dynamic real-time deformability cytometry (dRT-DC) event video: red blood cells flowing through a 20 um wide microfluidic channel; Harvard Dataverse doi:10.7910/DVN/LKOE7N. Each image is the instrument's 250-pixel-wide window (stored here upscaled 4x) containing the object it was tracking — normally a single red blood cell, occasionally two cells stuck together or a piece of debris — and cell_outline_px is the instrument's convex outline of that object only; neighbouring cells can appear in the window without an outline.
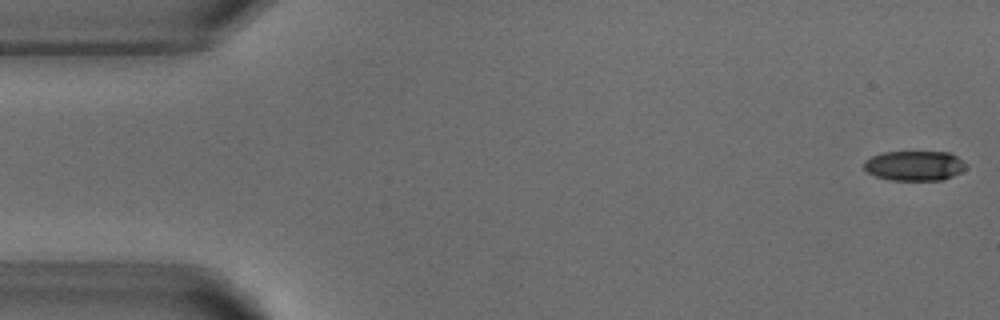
{"species": "common noctule bat (a hibernating species)", "species_latin": "Nyctalus noctula", "temperature_condition": "warm", "stored_images_in_passage": 9, "segment_of_instrument_passage": [2, 2], "camera_frame_rate_fps": 3000, "um_per_image_px": 0.085, "animal": {"sex": "male", "body_mass_g": 18.8}, "frame": {"image": 1, "passage_image": 9, "time_ms": 2.667, "image_size_px": [1000, 320], "cell_outline_px": [[968, 168], [944, 180], [892, 180], [876, 176], [868, 172], [864, 168], [864, 160], [872, 156], [884, 152], [952, 152], [968, 164]], "centroid_in_image_um": [77.78, 14.08], "position_along_channel_um": 7.2, "area_um2": 17.92}}